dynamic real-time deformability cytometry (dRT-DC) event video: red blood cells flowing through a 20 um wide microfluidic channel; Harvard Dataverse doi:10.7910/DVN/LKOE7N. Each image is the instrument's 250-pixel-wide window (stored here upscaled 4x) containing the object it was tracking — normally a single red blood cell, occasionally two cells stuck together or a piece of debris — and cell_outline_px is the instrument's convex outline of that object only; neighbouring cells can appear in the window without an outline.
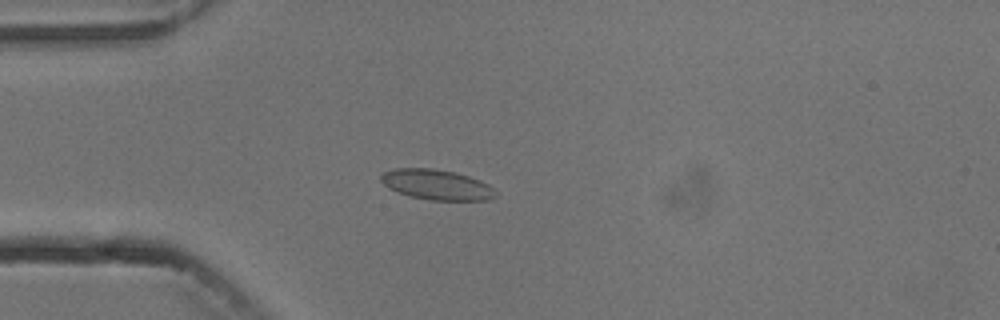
{"species": "common noctule bat (a hibernating species)", "species_latin": "Nyctalus noctula", "temperature_condition": "cold", "stored_images_in_passage": 5, "camera_frame_rate_fps": 3000, "um_per_image_px": 0.085, "animal": {"sex": "male", "body_mass_g": 13.3}, "frame": {"image": 1, "passage_image": 5, "time_ms": 4.667, "image_size_px": [1000, 320], "cell_outline_px": [[496, 196], [488, 200], [428, 200], [396, 192], [388, 188], [380, 180], [380, 176], [384, 172], [396, 168], [432, 168], [456, 172], [480, 180], [488, 184], [496, 192]], "centroid_in_image_um": [37.1, 15.69], "position_along_channel_um": 47.9, "area_um2": 20.23}}